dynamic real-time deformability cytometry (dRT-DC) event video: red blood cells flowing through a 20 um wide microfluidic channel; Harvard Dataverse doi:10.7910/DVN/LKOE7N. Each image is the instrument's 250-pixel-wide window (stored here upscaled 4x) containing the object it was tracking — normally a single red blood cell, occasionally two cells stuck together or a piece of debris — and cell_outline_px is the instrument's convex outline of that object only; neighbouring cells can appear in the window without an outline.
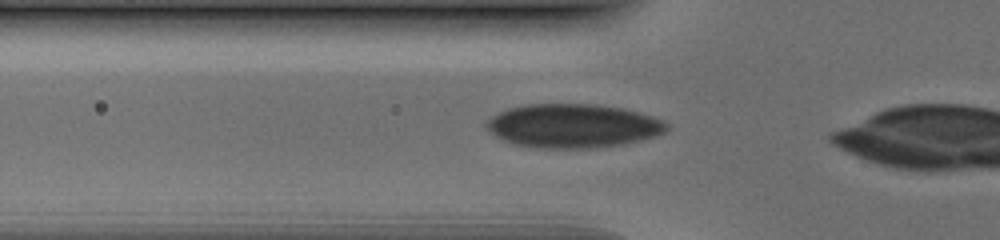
{"species": "human", "species_latin": "Homo sapiens", "temperature_condition": "cold", "stored_images_in_passage": 24, "camera_frame_rate_fps": 3000, "um_per_image_px": 0.085, "donor": {"sex": "male"}, "frame": {"image": 1, "passage_image": 2, "time_ms": 0.333, "image_size_px": [1000, 240], "cell_outline_px": [[668, 128], [664, 132], [656, 136], [624, 144], [596, 148], [536, 148], [516, 144], [504, 140], [496, 136], [484, 124], [492, 116], [508, 108], [528, 104], [596, 104], [620, 108], [652, 116], [664, 120], [668, 124]], "centroid_in_image_um": [48.72, 10.7], "position_along_channel_um": 77.1, "area_um2": 45.89}}
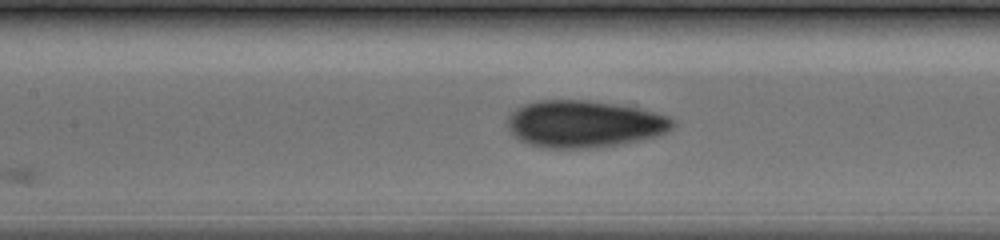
{"frame": {"image": 2, "passage_image": 8, "time_ms": 2.333, "image_size_px": [1000, 240], "cell_outline_px": [[676, 124], [668, 132], [660, 136], [620, 144], [596, 148], [544, 148], [520, 140], [508, 128], [508, 116], [516, 108], [524, 104], [540, 100], [588, 100], [616, 104], [636, 108], [668, 116], [676, 120]], "centroid_in_image_um": [49.7, 10.54], "position_along_channel_um": 157.7, "area_um2": 45.37}}
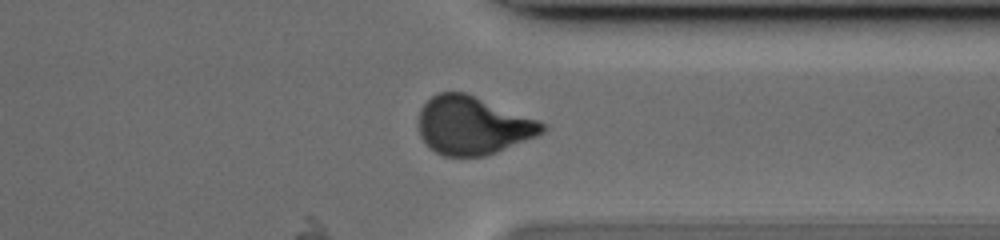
{"frame": {"image": 3, "passage_image": 24, "time_ms": 7.667, "image_size_px": [1000, 240], "cell_outline_px": [[544, 132], [536, 136], [496, 152], [484, 156], [444, 156], [428, 148], [420, 136], [416, 124], [420, 108], [436, 92], [464, 92], [536, 120], [544, 124]], "centroid_in_image_um": [40.09, 10.68], "position_along_channel_um": 371.3, "area_um2": 41.62}}